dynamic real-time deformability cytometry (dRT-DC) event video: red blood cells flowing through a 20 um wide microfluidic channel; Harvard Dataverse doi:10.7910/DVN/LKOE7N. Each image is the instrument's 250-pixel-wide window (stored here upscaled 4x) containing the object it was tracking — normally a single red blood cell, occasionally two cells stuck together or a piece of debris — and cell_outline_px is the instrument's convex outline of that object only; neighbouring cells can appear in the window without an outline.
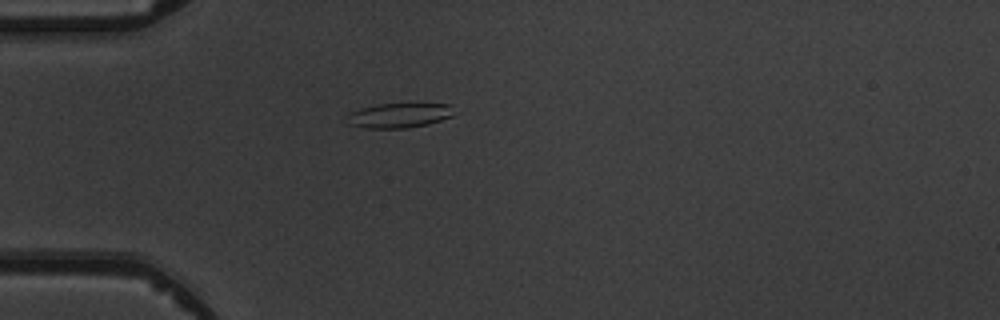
{"species": "common noctule bat (a hibernating species)", "species_latin": "Nyctalus noctula", "temperature_condition": "warm", "stored_images_in_passage": 4, "camera_frame_rate_fps": 3000, "um_per_image_px": 0.085, "animal": {"sex": "male", "body_mass_g": 19.5, "forearm_length_mm": 54.6}, "frame": {"image": 1, "passage_image": 4, "time_ms": 4.333, "image_size_px": [1000, 320], "cell_outline_px": [[452, 116], [428, 124], [408, 128], [364, 128], [348, 124], [352, 112], [360, 108], [376, 104], [452, 104]], "centroid_in_image_um": [33.94, 9.81], "position_along_channel_um": 51.1, "area_um2": 15.14}}